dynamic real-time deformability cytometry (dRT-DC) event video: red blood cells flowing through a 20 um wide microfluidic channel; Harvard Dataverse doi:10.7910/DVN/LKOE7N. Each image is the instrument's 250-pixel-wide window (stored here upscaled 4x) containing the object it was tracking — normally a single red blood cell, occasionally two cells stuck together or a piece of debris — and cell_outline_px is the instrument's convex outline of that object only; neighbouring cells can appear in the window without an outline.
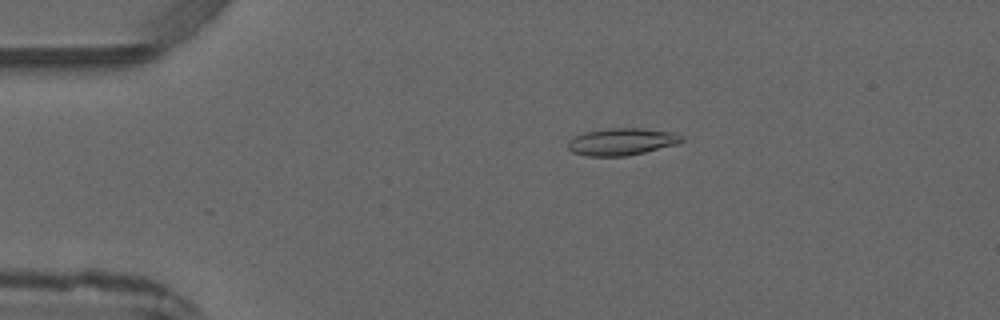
{"species": "common noctule bat (a hibernating species)", "species_latin": "Nyctalus noctula", "temperature_condition": "warm", "stored_images_in_passage": 4, "camera_frame_rate_fps": 3000, "um_per_image_px": 0.085, "animal": {"sex": "male", "forearm_length_mm": 52.5}, "frame": {"image": 1, "passage_image": 4, "time_ms": 4.333, "image_size_px": [1000, 320], "cell_outline_px": [[684, 140], [676, 144], [644, 152], [624, 156], [588, 156], [572, 152], [568, 148], [568, 140], [584, 132], [608, 128], [640, 128], [672, 132], [684, 136]], "centroid_in_image_um": [52.84, 12.04], "position_along_channel_um": 32.2, "area_um2": 17.86}}